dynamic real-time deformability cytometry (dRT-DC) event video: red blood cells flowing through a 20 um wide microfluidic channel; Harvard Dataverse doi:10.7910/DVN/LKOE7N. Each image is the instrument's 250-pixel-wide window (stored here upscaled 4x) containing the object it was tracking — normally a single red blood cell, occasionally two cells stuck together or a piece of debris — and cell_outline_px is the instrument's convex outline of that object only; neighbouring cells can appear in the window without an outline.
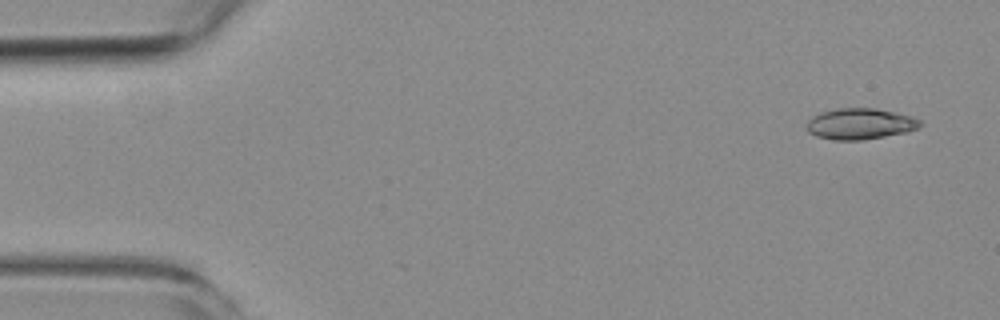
{"species": "common noctule bat (a hibernating species)", "species_latin": "Nyctalus noctula", "temperature_condition": "room temperature", "stored_images_in_passage": 6, "camera_frame_rate_fps": 3000, "um_per_image_px": 0.085, "animal": {"sex": "female", "body_mass_g": 19.3, "forearm_length_mm": 54.1}, "frame": {"image": 1, "passage_image": 1, "time_ms": 0.0, "image_size_px": [1000, 320], "cell_outline_px": [[920, 124], [916, 128], [904, 132], [884, 136], [860, 140], [836, 140], [816, 136], [808, 132], [808, 120], [812, 116], [824, 112], [840, 108], [876, 108], [912, 116], [920, 120]], "centroid_in_image_um": [73.09, 10.52], "position_along_channel_um": 11.9, "area_um2": 20.11}}
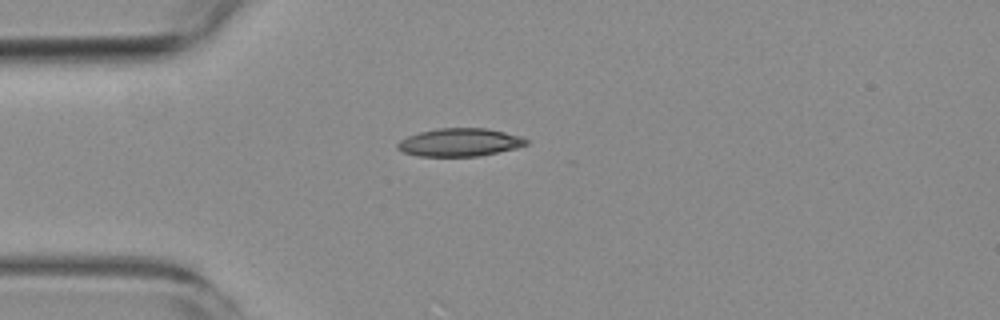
{"frame": {"image": 2, "passage_image": 4, "time_ms": 3.667, "image_size_px": [1000, 320], "cell_outline_px": [[528, 144], [516, 148], [480, 156], [416, 156], [404, 152], [396, 148], [396, 144], [400, 140], [408, 136], [420, 132], [440, 128], [488, 128], [520, 136], [528, 140]], "centroid_in_image_um": [39.07, 12.1], "position_along_channel_um": 45.9, "area_um2": 20.98}}
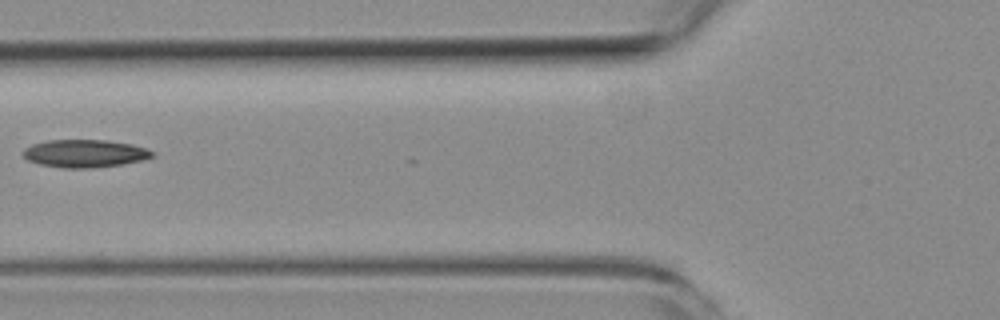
{"frame": {"image": 3, "passage_image": 6, "time_ms": 6.0, "image_size_px": [1000, 320], "cell_outline_px": [[156, 156], [140, 160], [120, 164], [92, 168], [64, 168], [40, 164], [28, 160], [24, 156], [24, 148], [32, 144], [48, 140], [104, 140], [132, 144], [144, 148], [152, 152]], "centroid_in_image_um": [7.18, 13.04], "position_along_channel_um": 118.6, "area_um2": 20.63}}